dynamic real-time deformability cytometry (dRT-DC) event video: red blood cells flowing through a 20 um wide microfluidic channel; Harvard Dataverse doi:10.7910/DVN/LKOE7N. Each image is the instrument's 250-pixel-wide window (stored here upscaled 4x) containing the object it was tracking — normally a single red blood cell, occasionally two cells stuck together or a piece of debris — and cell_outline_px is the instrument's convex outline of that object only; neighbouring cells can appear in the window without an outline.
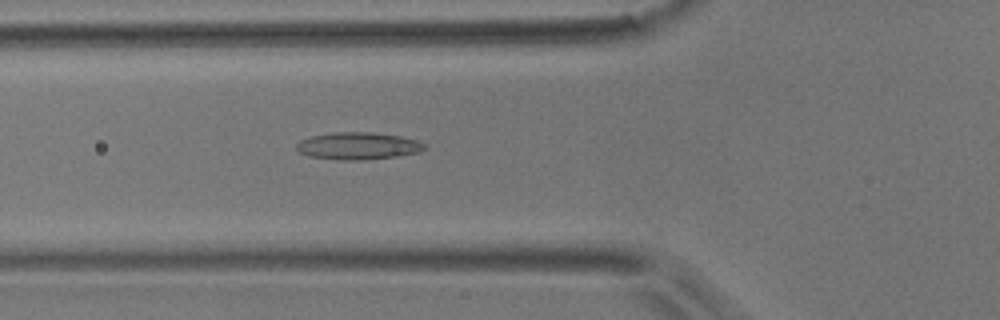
{"species": "common noctule bat (a hibernating species)", "species_latin": "Nyctalus noctula", "temperature_condition": "room temperature", "stored_images_in_passage": 38, "camera_frame_rate_fps": 3000, "um_per_image_px": 0.085, "animal": {"sex": "male", "body_mass_g": 17.9}, "frame": {"image": 1, "passage_image": 4, "time_ms": 1.0, "image_size_px": [1000, 320], "cell_outline_px": [[428, 148], [420, 152], [400, 156], [360, 160], [336, 160], [308, 156], [300, 152], [296, 148], [296, 144], [300, 140], [312, 136], [332, 132], [372, 132], [400, 136], [416, 140], [424, 144]], "centroid_in_image_um": [30.44, 12.41], "position_along_channel_um": 95.4, "area_um2": 20.46}}
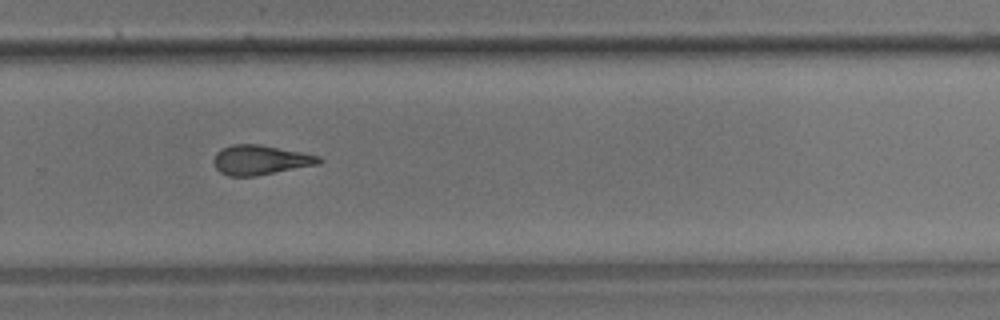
{"frame": {"image": 2, "passage_image": 21, "time_ms": 6.667, "image_size_px": [1000, 320], "cell_outline_px": [[324, 160], [320, 164], [256, 176], [228, 176], [220, 172], [216, 168], [212, 160], [216, 152], [220, 148], [232, 144], [260, 144], [320, 156]], "centroid_in_image_um": [22.11, 13.59], "position_along_channel_um": 307.7, "area_um2": 18.38}}
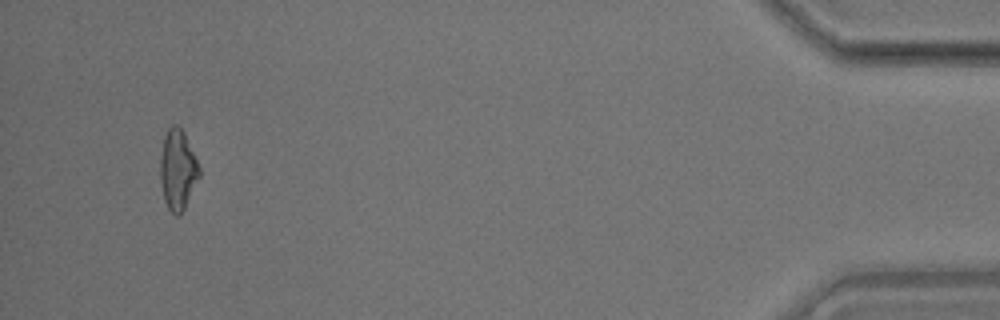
{"frame": {"image": 3, "passage_image": 36, "time_ms": 11.667, "image_size_px": [1000, 320], "cell_outline_px": [[200, 176], [180, 216], [176, 216], [168, 208], [164, 200], [160, 180], [160, 160], [164, 136], [168, 128], [172, 124], [176, 124], [184, 132], [200, 168]], "centroid_in_image_um": [15.1, 14.43], "position_along_channel_um": 420.1, "area_um2": 18.15}, "authors_computed_cell_mechanics": {"area_um2": 18.1492, "velocity_mm_per_s": 3.7422, "shape_relaxation_time_tau1_ms": null, "shape_relaxation_time_tau2_ms": 3.3928, "deformation_change_tau1": null, "deformation_change_tau2": 0.1276}}